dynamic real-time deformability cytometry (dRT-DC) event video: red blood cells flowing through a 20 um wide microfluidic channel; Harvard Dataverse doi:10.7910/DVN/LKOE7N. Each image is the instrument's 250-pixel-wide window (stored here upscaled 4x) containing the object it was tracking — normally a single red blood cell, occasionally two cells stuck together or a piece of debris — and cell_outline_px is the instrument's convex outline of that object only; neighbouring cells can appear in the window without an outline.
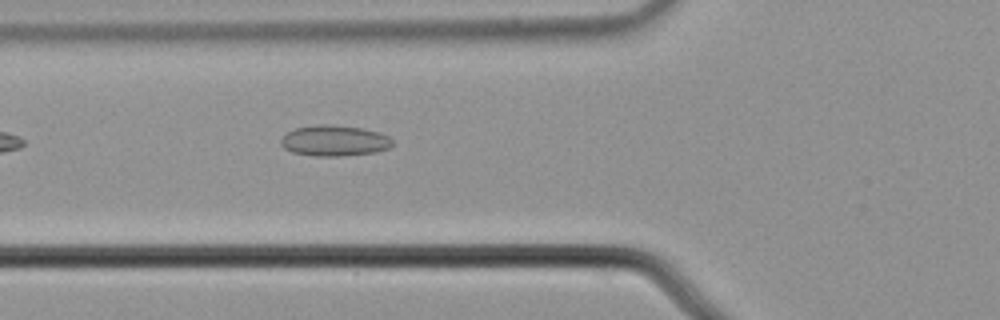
{"species": "common noctule bat (a hibernating species)", "species_latin": "Nyctalus noctula", "temperature_condition": "cold", "stored_images_in_passage": 6, "camera_frame_rate_fps": 3000, "um_per_image_px": 0.085, "animal": {"sex": "male", "body_mass_g": 21.5, "forearm_length_mm": 52.0}, "frame": {"image": 1, "passage_image": 6, "time_ms": 1.667, "image_size_px": [1000, 320], "cell_outline_px": [[392, 144], [388, 148], [376, 152], [340, 156], [316, 156], [292, 152], [284, 148], [280, 144], [280, 140], [288, 132], [296, 128], [316, 124], [332, 124], [364, 128], [380, 132], [388, 136], [392, 140]], "centroid_in_image_um": [28.43, 11.95], "position_along_channel_um": 97.4, "area_um2": 20.11}}